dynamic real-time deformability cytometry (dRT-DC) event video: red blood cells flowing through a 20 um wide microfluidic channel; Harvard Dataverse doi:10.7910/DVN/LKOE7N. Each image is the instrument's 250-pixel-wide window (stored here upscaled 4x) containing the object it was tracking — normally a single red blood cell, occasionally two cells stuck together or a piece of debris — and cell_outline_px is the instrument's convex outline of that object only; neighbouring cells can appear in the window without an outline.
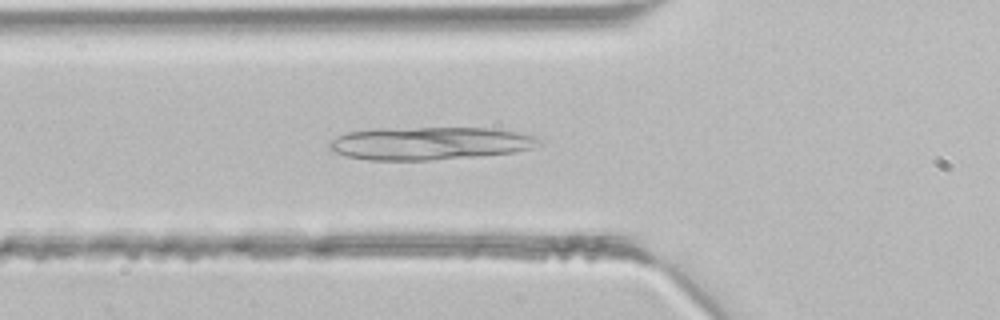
{"species": "common noctule bat (a hibernating species)", "species_latin": "Nyctalus noctula", "temperature_condition": "room temperature", "stored_images_in_passage": 5, "camera_frame_rate_fps": 3000, "um_per_image_px": 0.085, "animal": {"sex": "male", "body_mass_g": 21.5, "forearm_length_mm": 52.0}, "frame": {"image": 1, "passage_image": 4, "time_ms": 1.0, "image_size_px": [1000, 320], "cell_outline_px": [[540, 144], [532, 148], [512, 152], [476, 156], [432, 160], [368, 160], [348, 156], [336, 152], [328, 148], [328, 144], [336, 136], [348, 132], [376, 128], [492, 128], [516, 132], [532, 136], [540, 140]], "centroid_in_image_um": [36.48, 12.18], "position_along_channel_um": 89.3, "area_um2": 39.94}}